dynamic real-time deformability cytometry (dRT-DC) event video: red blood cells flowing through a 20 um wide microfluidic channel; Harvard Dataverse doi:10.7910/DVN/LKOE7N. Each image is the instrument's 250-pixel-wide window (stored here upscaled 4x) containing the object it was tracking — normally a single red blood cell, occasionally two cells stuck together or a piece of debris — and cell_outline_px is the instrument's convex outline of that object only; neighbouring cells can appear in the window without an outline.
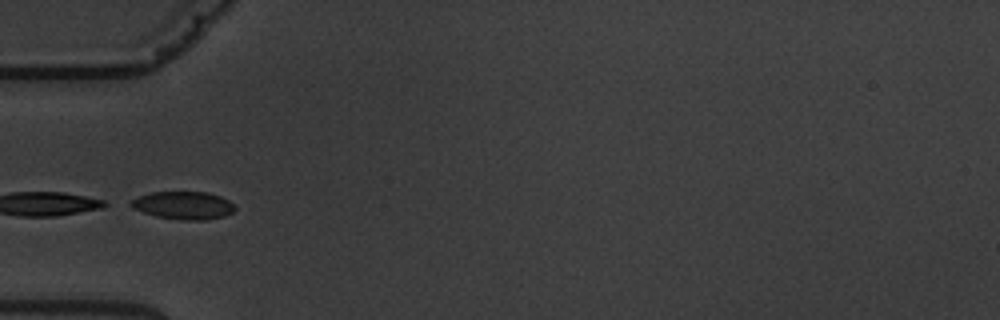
{"species": "common noctule bat (a hibernating species)", "species_latin": "Nyctalus noctula", "temperature_condition": "warm", "stored_images_in_passage": 6, "segment_of_instrument_passage": [2, 2], "camera_frame_rate_fps": 3000, "um_per_image_px": 0.085, "animal": {"sex": "male", "body_mass_g": 19.5, "forearm_length_mm": 54.6}, "frame": {"image": 1, "passage_image": 3, "time_ms": 2.667, "image_size_px": [1000, 320], "cell_outline_px": [[236, 208], [232, 212], [224, 216], [208, 220], [180, 220], [156, 216], [132, 208], [124, 204], [140, 196], [152, 192], [208, 192], [220, 196], [228, 200]], "centroid_in_image_um": [15.57, 17.46], "position_along_channel_um": 69.4, "area_um2": 16.94}}
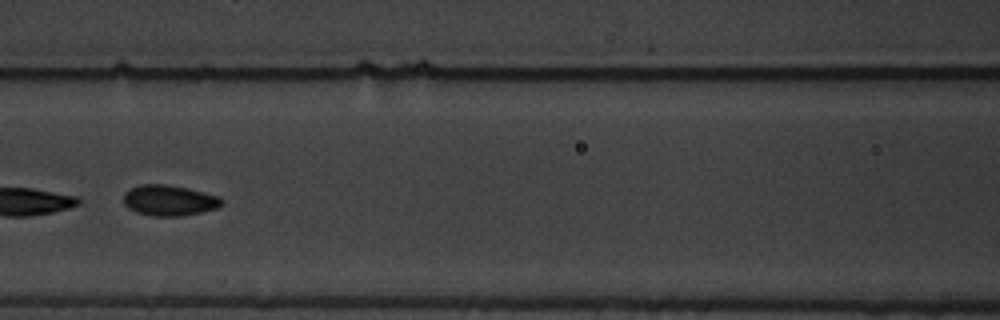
{"frame": {"image": 2, "passage_image": 5, "time_ms": 5.0, "image_size_px": [1000, 320], "cell_outline_px": [[224, 204], [216, 208], [200, 212], [180, 216], [152, 216], [136, 212], [128, 208], [124, 204], [124, 196], [132, 188], [140, 184], [168, 184], [188, 188], [220, 196], [224, 200]], "centroid_in_image_um": [14.42, 17.03], "position_along_channel_um": 152.2, "area_um2": 17.57}}
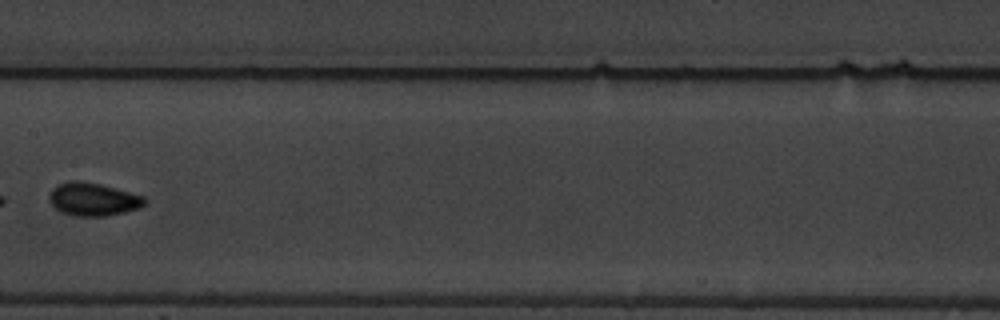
{"frame": {"image": 3, "passage_image": 6, "time_ms": 6.333, "image_size_px": [1000, 320], "cell_outline_px": [[148, 200], [140, 208], [108, 216], [76, 216], [64, 212], [56, 208], [48, 200], [48, 196], [52, 188], [56, 184], [68, 180], [80, 180], [100, 184], [144, 196]], "centroid_in_image_um": [7.9, 16.92], "position_along_channel_um": 199.5, "area_um2": 18.5}}